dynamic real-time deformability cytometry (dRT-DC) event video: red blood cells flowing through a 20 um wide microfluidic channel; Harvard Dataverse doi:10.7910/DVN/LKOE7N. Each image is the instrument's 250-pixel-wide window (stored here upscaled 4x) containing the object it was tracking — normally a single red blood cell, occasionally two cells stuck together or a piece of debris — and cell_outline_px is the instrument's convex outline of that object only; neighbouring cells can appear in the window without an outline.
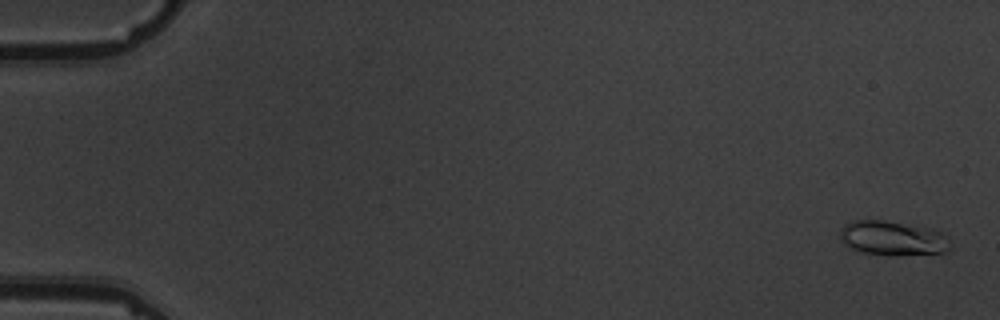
{"species": "common noctule bat (a hibernating species)", "species_latin": "Nyctalus noctula", "temperature_condition": "warm", "stored_images_in_passage": 7, "camera_frame_rate_fps": 3000, "um_per_image_px": 0.085, "animal": {"sex": "male", "body_mass_g": 19.5, "forearm_length_mm": 54.6}, "frame": {"image": 1, "passage_image": 1, "time_ms": 0.0, "image_size_px": [1000, 320], "cell_outline_px": [[952, 248], [948, 252], [900, 256], [888, 256], [864, 252], [852, 248], [844, 244], [840, 240], [840, 232], [844, 224], [852, 220], [884, 220], [928, 228], [940, 232], [948, 236]], "centroid_in_image_um": [75.91, 20.27], "position_along_channel_um": 9.1, "area_um2": 22.48}}